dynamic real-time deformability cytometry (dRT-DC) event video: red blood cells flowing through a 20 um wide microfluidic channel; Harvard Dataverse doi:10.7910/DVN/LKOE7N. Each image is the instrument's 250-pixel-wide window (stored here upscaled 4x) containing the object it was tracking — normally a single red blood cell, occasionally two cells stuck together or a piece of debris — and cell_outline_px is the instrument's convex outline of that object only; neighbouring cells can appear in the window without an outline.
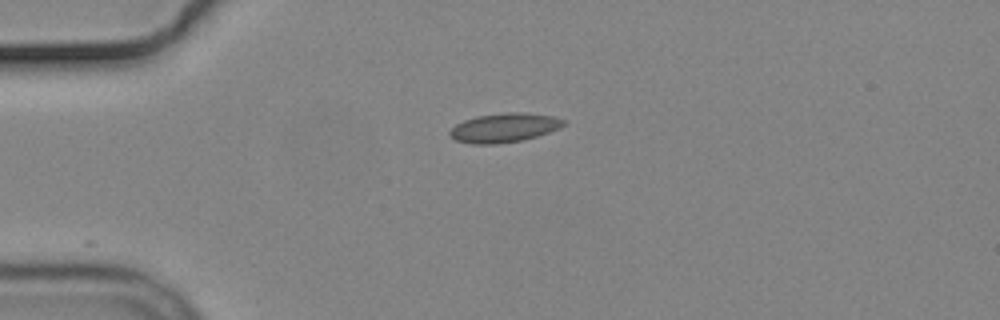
{"species": "common noctule bat (a hibernating species)", "species_latin": "Nyctalus noctula", "temperature_condition": "cold", "stored_images_in_passage": 11, "camera_frame_rate_fps": 3000, "um_per_image_px": 0.085, "animal": {"sex": "male", "body_mass_g": 19.2, "forearm_length_mm": 51.8}, "frame": {"image": 1, "passage_image": 1, "time_ms": 0.0, "image_size_px": [1000, 320], "cell_outline_px": [[564, 124], [560, 128], [524, 140], [496, 144], [472, 144], [456, 140], [448, 136], [448, 132], [456, 124], [464, 120], [476, 116], [508, 112], [524, 112], [552, 116], [564, 120]], "centroid_in_image_um": [42.82, 10.86], "position_along_channel_um": 42.2, "area_um2": 19.31}}
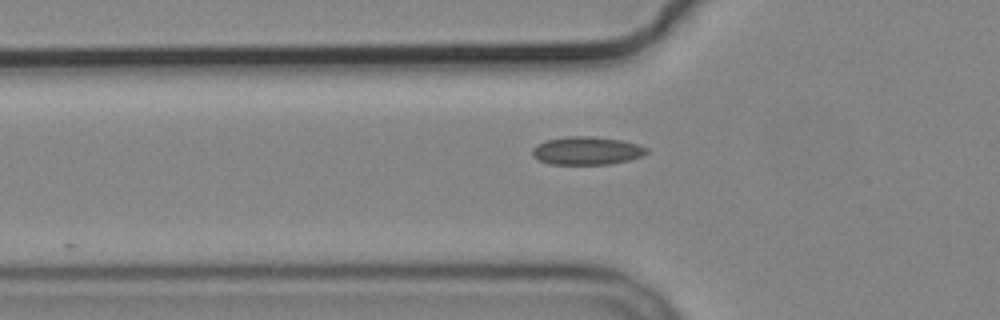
{"frame": {"image": 2, "passage_image": 6, "time_ms": 1.667, "image_size_px": [1000, 320], "cell_outline_px": [[648, 152], [640, 156], [628, 160], [608, 164], [548, 164], [532, 156], [532, 148], [536, 144], [544, 140], [568, 136], [592, 136], [620, 140], [640, 144], [648, 148]], "centroid_in_image_um": [49.84, 12.8], "position_along_channel_um": 76.0, "area_um2": 18.79}}
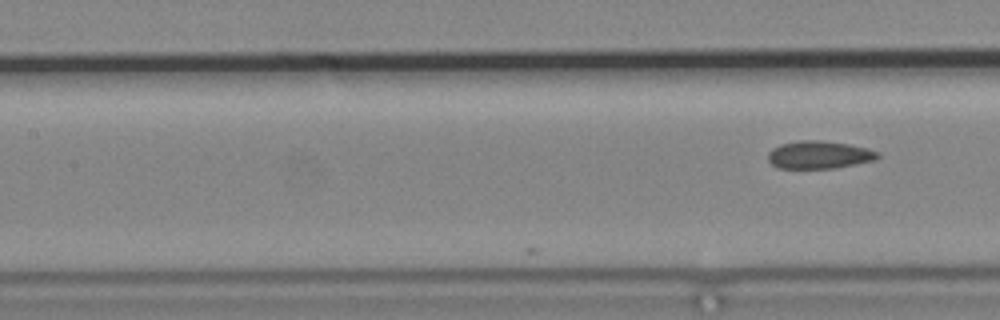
{"frame": {"image": 3, "passage_image": 11, "time_ms": 3.333, "image_size_px": [1000, 320], "cell_outline_px": [[880, 156], [876, 160], [836, 168], [776, 168], [768, 160], [768, 152], [772, 148], [780, 144], [800, 140], [820, 140], [848, 144], [868, 148], [880, 152]], "centroid_in_image_um": [69.64, 13.16], "position_along_channel_um": 137.8, "area_um2": 17.92}}